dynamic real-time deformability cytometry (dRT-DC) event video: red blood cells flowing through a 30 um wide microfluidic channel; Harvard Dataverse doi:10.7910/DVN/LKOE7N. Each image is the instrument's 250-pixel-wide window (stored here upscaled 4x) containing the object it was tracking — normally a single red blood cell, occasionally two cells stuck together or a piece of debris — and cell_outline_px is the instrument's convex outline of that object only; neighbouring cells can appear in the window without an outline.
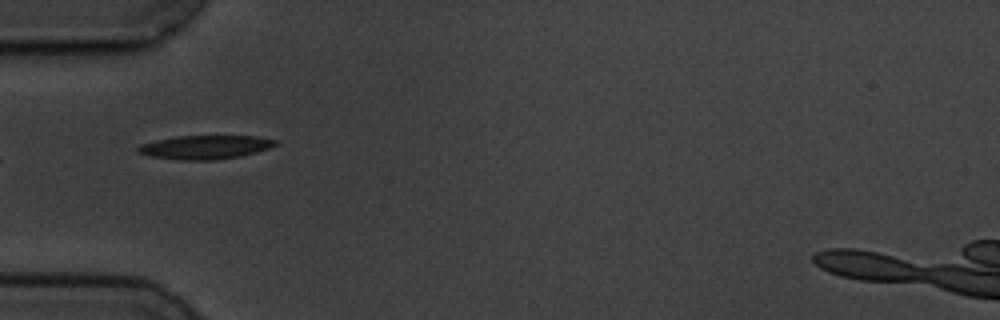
{"species": "common noctule bat (a hibernating species)", "species_latin": "Nyctalus noctula", "temperature_condition": "cold", "stored_images_in_passage": 2, "camera_frame_rate_fps": 3000, "um_per_image_px": 0.085, "animal": {"sex": "male", "body_mass_g": 19.5, "forearm_length_mm": 54.6}, "frame": {"image": 1, "passage_image": 2, "time_ms": 1.333, "image_size_px": [1000, 320], "cell_outline_px": [[276, 144], [268, 148], [256, 152], [240, 156], [212, 160], [180, 160], [148, 156], [136, 152], [136, 148], [140, 144], [156, 140], [176, 136], [256, 136], [276, 140]], "centroid_in_image_um": [17.37, 12.51], "position_along_channel_um": 67.6, "area_um2": 18.96}}